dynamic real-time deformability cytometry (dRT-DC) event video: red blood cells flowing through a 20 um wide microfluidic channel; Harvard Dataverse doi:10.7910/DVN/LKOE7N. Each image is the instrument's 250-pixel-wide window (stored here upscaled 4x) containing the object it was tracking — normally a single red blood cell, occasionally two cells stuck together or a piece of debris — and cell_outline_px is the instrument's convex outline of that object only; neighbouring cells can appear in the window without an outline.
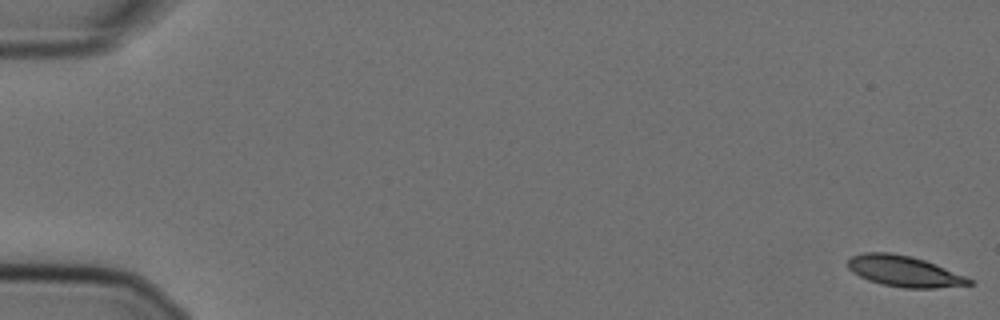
{"species": "Egyptian fruit bat (a non-hibernating species)", "species_latin": "Rousettus aegyptiacus", "temperature_condition": "cold", "stored_images_in_passage": 40, "camera_frame_rate_fps": 3000, "um_per_image_px": 0.085, "animal": {"sex": "female"}, "frame": {"image": 1, "passage_image": 1, "time_ms": 0.0, "image_size_px": [1000, 320], "cell_outline_px": [[976, 284], [936, 288], [904, 288], [880, 284], [868, 280], [852, 272], [848, 268], [848, 260], [852, 256], [864, 252], [892, 252], [924, 260], [964, 276], [972, 280]], "centroid_in_image_um": [76.82, 23.06], "position_along_channel_um": 8.2, "area_um2": 21.68}}
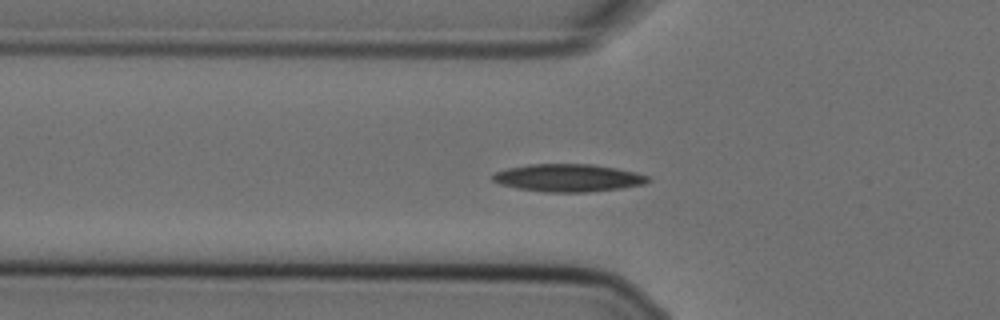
{"frame": {"image": 2, "passage_image": 20, "time_ms": 6.333, "image_size_px": [1000, 320], "cell_outline_px": [[652, 180], [644, 184], [620, 188], [588, 192], [548, 192], [516, 188], [500, 184], [492, 180], [492, 176], [496, 172], [508, 168], [528, 164], [592, 164], [616, 168], [636, 172], [648, 176]], "centroid_in_image_um": [48.31, 15.11], "position_along_channel_um": 77.5, "area_um2": 24.97}}
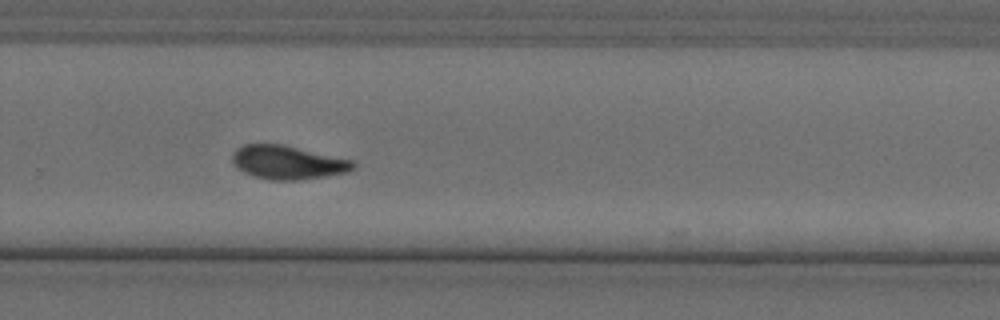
{"frame": {"image": 3, "passage_image": 39, "time_ms": 12.667, "image_size_px": [1000, 320], "cell_outline_px": [[356, 168], [348, 172], [324, 176], [296, 180], [272, 180], [256, 176], [244, 172], [232, 160], [232, 152], [236, 148], [244, 144], [284, 144], [352, 160], [356, 164]], "centroid_in_image_um": [24.48, 13.79], "position_along_channel_um": 305.3, "area_um2": 23.52}, "authors_computed_cell_mechanics": {"area_um2": 23.5824, "velocity_mm_per_s": 3.5822, "shape_relaxation_time_tau1_ms": 5.8502, "shape_relaxation_time_tau2_ms": 3.9926, "deformation_change_tau1": 0.1695, "deformation_change_tau2": 0.0875}}